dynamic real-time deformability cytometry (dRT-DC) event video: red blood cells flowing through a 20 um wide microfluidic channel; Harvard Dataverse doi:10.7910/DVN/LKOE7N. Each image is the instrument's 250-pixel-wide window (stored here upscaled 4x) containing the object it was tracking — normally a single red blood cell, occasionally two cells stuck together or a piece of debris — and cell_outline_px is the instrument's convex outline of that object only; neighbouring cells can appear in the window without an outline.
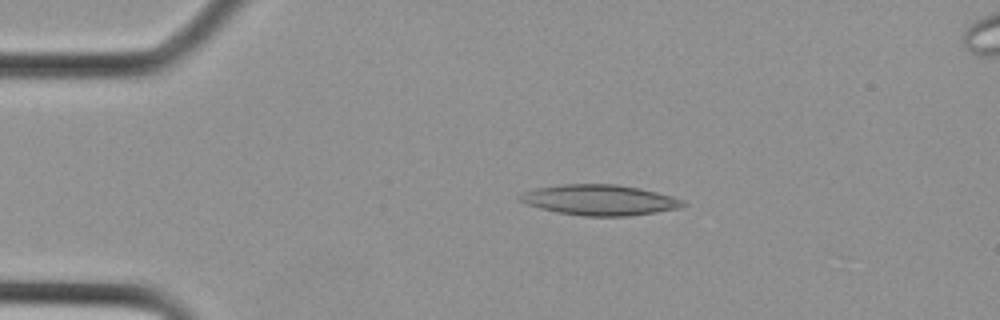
{"species": "Egyptian fruit bat (a non-hibernating species)", "species_latin": "Rousettus aegyptiacus", "temperature_condition": "cold", "stored_images_in_passage": 10, "camera_frame_rate_fps": 3000, "um_per_image_px": 0.085, "animal": {"sex": "female"}, "frame": {"image": 1, "passage_image": 2, "time_ms": 0.333, "image_size_px": [1000, 320], "cell_outline_px": [[688, 204], [676, 208], [656, 212], [628, 216], [584, 216], [556, 212], [528, 204], [520, 200], [516, 196], [524, 192], [536, 188], [564, 184], [616, 184], [640, 188], [672, 196], [684, 200]], "centroid_in_image_um": [50.98, 16.99], "position_along_channel_um": 34.0, "area_um2": 28.84}}
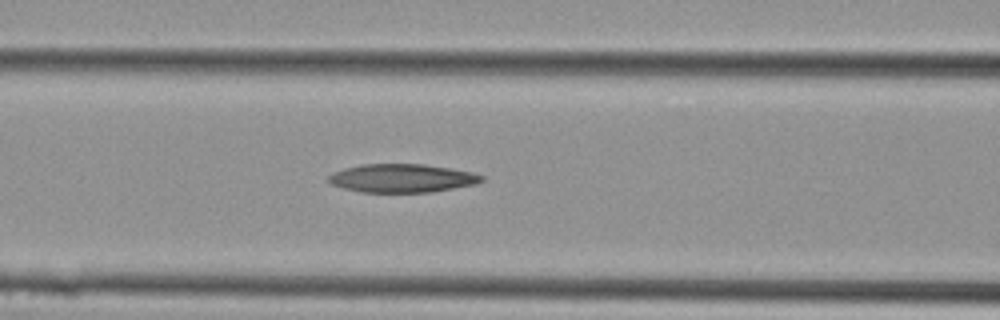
{"frame": {"image": 2, "passage_image": 8, "time_ms": 2.333, "image_size_px": [1000, 320], "cell_outline_px": [[484, 180], [476, 184], [432, 192], [360, 192], [344, 188], [332, 184], [328, 180], [328, 176], [332, 172], [344, 168], [360, 164], [424, 164], [452, 168], [472, 172], [484, 176]], "centroid_in_image_um": [34.18, 15.14], "position_along_channel_um": 132.4, "area_um2": 25.49}}
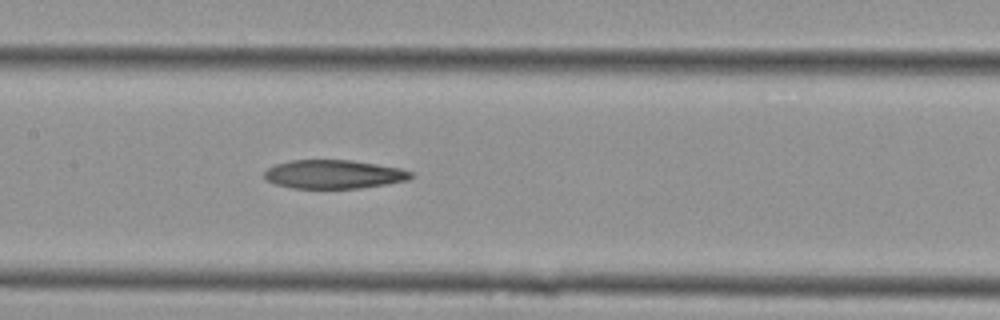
{"frame": {"image": 3, "passage_image": 10, "time_ms": 3.0, "image_size_px": [1000, 320], "cell_outline_px": [[416, 176], [408, 180], [360, 188], [292, 188], [276, 184], [268, 180], [264, 176], [264, 172], [268, 168], [276, 164], [292, 160], [352, 160], [400, 168], [412, 172]], "centroid_in_image_um": [28.39, 14.81], "position_along_channel_um": 179.0, "area_um2": 24.39}}